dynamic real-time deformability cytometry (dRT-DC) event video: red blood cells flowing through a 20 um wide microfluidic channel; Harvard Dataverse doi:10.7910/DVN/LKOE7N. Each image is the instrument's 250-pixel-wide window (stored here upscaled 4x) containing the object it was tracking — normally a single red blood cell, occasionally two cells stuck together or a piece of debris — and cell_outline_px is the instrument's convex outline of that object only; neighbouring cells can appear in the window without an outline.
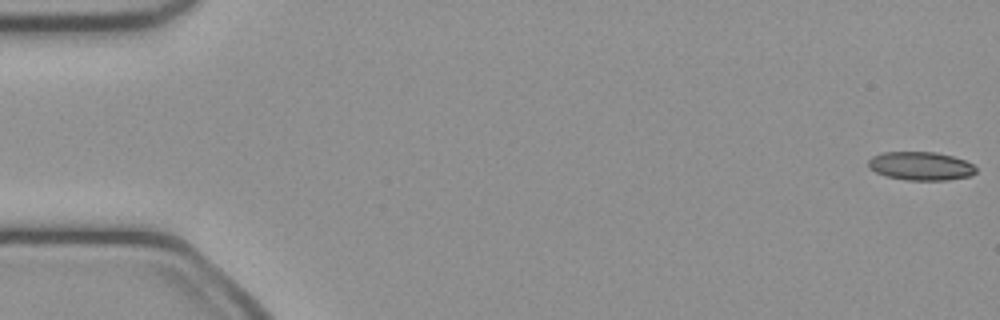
{"species": "common noctule bat (a hibernating species)", "species_latin": "Nyctalus noctula", "temperature_condition": "cold", "stored_images_in_passage": 50, "camera_frame_rate_fps": 3000, "um_per_image_px": 0.085, "animal": {"sex": "female", "body_mass_g": 21.9}, "frame": {"image": 1, "passage_image": 1, "time_ms": 0.0, "image_size_px": [1000, 320], "cell_outline_px": [[976, 172], [968, 176], [948, 180], [908, 180], [888, 176], [876, 172], [868, 168], [868, 160], [872, 156], [884, 152], [936, 152], [952, 156], [964, 160], [972, 164], [976, 168]], "centroid_in_image_um": [78.24, 14.1], "position_along_channel_um": 6.8, "area_um2": 17.74}}
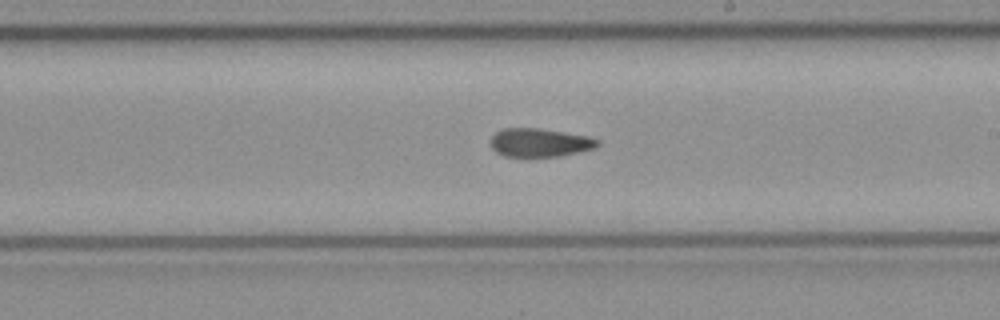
{"frame": {"image": 2, "passage_image": 29, "time_ms": 9.333, "image_size_px": [1000, 320], "cell_outline_px": [[600, 144], [596, 148], [560, 156], [504, 156], [496, 152], [492, 148], [492, 136], [496, 132], [504, 128], [540, 128], [588, 136], [600, 140]], "centroid_in_image_um": [45.91, 12.11], "position_along_channel_um": 243.1, "area_um2": 17.69}}
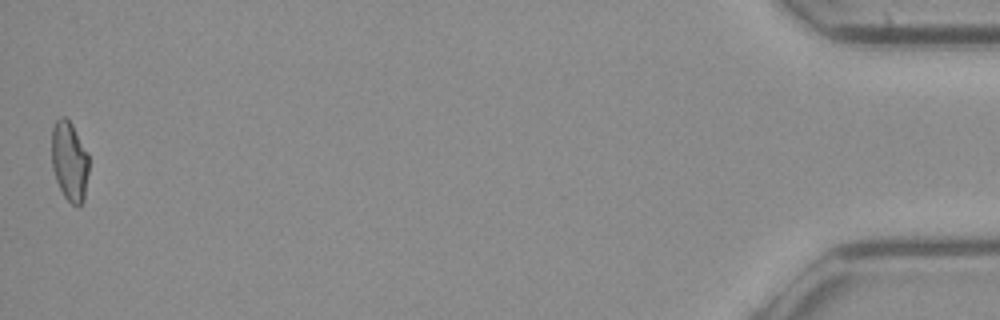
{"frame": {"image": 3, "passage_image": 50, "time_ms": 16.333, "image_size_px": [1000, 320], "cell_outline_px": [[88, 172], [84, 200], [76, 208], [64, 196], [56, 180], [52, 168], [52, 128], [56, 120], [60, 116], [64, 116], [72, 124], [88, 152]], "centroid_in_image_um": [5.91, 13.7], "position_along_channel_um": 429.3, "area_um2": 17.34}, "authors_computed_cell_mechanics": {"area_um2": 18.2359, "velocity_mm_per_s": 4.1015, "shape_relaxation_time_tau1_ms": 8.1189, "shape_relaxation_time_tau2_ms": 2.5865, "deformation_change_tau1": 0.1707, "deformation_change_tau2": 0.0986}}